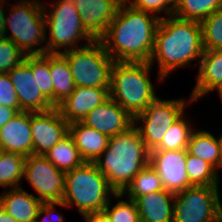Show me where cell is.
<instances>
[{"instance_id": "13", "label": "cell", "mask_w": 222, "mask_h": 222, "mask_svg": "<svg viewBox=\"0 0 222 222\" xmlns=\"http://www.w3.org/2000/svg\"><path fill=\"white\" fill-rule=\"evenodd\" d=\"M33 154L44 155L68 134V122L56 107L30 113Z\"/></svg>"}, {"instance_id": "9", "label": "cell", "mask_w": 222, "mask_h": 222, "mask_svg": "<svg viewBox=\"0 0 222 222\" xmlns=\"http://www.w3.org/2000/svg\"><path fill=\"white\" fill-rule=\"evenodd\" d=\"M219 186H191L175 193L173 222H222Z\"/></svg>"}, {"instance_id": "43", "label": "cell", "mask_w": 222, "mask_h": 222, "mask_svg": "<svg viewBox=\"0 0 222 222\" xmlns=\"http://www.w3.org/2000/svg\"><path fill=\"white\" fill-rule=\"evenodd\" d=\"M166 1L173 9H175L178 3L180 2V0H166Z\"/></svg>"}, {"instance_id": "5", "label": "cell", "mask_w": 222, "mask_h": 222, "mask_svg": "<svg viewBox=\"0 0 222 222\" xmlns=\"http://www.w3.org/2000/svg\"><path fill=\"white\" fill-rule=\"evenodd\" d=\"M115 194L94 162H85L65 172L62 203L68 208L75 206L82 217L102 212Z\"/></svg>"}, {"instance_id": "18", "label": "cell", "mask_w": 222, "mask_h": 222, "mask_svg": "<svg viewBox=\"0 0 222 222\" xmlns=\"http://www.w3.org/2000/svg\"><path fill=\"white\" fill-rule=\"evenodd\" d=\"M0 149L25 157L33 154L30 112H19L1 127Z\"/></svg>"}, {"instance_id": "38", "label": "cell", "mask_w": 222, "mask_h": 222, "mask_svg": "<svg viewBox=\"0 0 222 222\" xmlns=\"http://www.w3.org/2000/svg\"><path fill=\"white\" fill-rule=\"evenodd\" d=\"M18 113L17 109L0 105V129Z\"/></svg>"}, {"instance_id": "42", "label": "cell", "mask_w": 222, "mask_h": 222, "mask_svg": "<svg viewBox=\"0 0 222 222\" xmlns=\"http://www.w3.org/2000/svg\"><path fill=\"white\" fill-rule=\"evenodd\" d=\"M220 148V169H222V133L217 137Z\"/></svg>"}, {"instance_id": "3", "label": "cell", "mask_w": 222, "mask_h": 222, "mask_svg": "<svg viewBox=\"0 0 222 222\" xmlns=\"http://www.w3.org/2000/svg\"><path fill=\"white\" fill-rule=\"evenodd\" d=\"M94 163L107 178L109 186L116 193H122L133 178L150 164V150L133 125L109 137L106 149Z\"/></svg>"}, {"instance_id": "45", "label": "cell", "mask_w": 222, "mask_h": 222, "mask_svg": "<svg viewBox=\"0 0 222 222\" xmlns=\"http://www.w3.org/2000/svg\"><path fill=\"white\" fill-rule=\"evenodd\" d=\"M29 222H38V220H37V219H35V220L29 221Z\"/></svg>"}, {"instance_id": "39", "label": "cell", "mask_w": 222, "mask_h": 222, "mask_svg": "<svg viewBox=\"0 0 222 222\" xmlns=\"http://www.w3.org/2000/svg\"><path fill=\"white\" fill-rule=\"evenodd\" d=\"M83 219L86 222H111L103 211L87 214L83 216Z\"/></svg>"}, {"instance_id": "36", "label": "cell", "mask_w": 222, "mask_h": 222, "mask_svg": "<svg viewBox=\"0 0 222 222\" xmlns=\"http://www.w3.org/2000/svg\"><path fill=\"white\" fill-rule=\"evenodd\" d=\"M0 105L11 107L21 112L18 95L8 73L0 74Z\"/></svg>"}, {"instance_id": "35", "label": "cell", "mask_w": 222, "mask_h": 222, "mask_svg": "<svg viewBox=\"0 0 222 222\" xmlns=\"http://www.w3.org/2000/svg\"><path fill=\"white\" fill-rule=\"evenodd\" d=\"M132 7L154 14L159 18H163L161 14L165 13L166 16H172L174 9L167 3L166 0H125ZM161 12V14H160ZM160 15H159V14Z\"/></svg>"}, {"instance_id": "37", "label": "cell", "mask_w": 222, "mask_h": 222, "mask_svg": "<svg viewBox=\"0 0 222 222\" xmlns=\"http://www.w3.org/2000/svg\"><path fill=\"white\" fill-rule=\"evenodd\" d=\"M56 206H61L63 208L69 209L66 204L62 202H50V203H42L38 210L37 220L38 222H65L64 216L60 213H57L55 210ZM55 211V212H54ZM56 213V216H55ZM55 216L56 218H54ZM42 218V219H41ZM40 219V221H39ZM56 219V220H55ZM55 220V221H54Z\"/></svg>"}, {"instance_id": "7", "label": "cell", "mask_w": 222, "mask_h": 222, "mask_svg": "<svg viewBox=\"0 0 222 222\" xmlns=\"http://www.w3.org/2000/svg\"><path fill=\"white\" fill-rule=\"evenodd\" d=\"M46 5L43 3L46 26V53H61L73 50L96 40L85 29L72 0H54L53 3H49V11L46 10L48 9ZM47 29H49V38H47ZM79 41L84 42V45L83 43L77 44ZM60 49L63 50L61 51Z\"/></svg>"}, {"instance_id": "25", "label": "cell", "mask_w": 222, "mask_h": 222, "mask_svg": "<svg viewBox=\"0 0 222 222\" xmlns=\"http://www.w3.org/2000/svg\"><path fill=\"white\" fill-rule=\"evenodd\" d=\"M43 156L64 172L73 170L85 163L69 133Z\"/></svg>"}, {"instance_id": "15", "label": "cell", "mask_w": 222, "mask_h": 222, "mask_svg": "<svg viewBox=\"0 0 222 222\" xmlns=\"http://www.w3.org/2000/svg\"><path fill=\"white\" fill-rule=\"evenodd\" d=\"M81 122L111 137L133 126L134 117L109 97L91 110Z\"/></svg>"}, {"instance_id": "24", "label": "cell", "mask_w": 222, "mask_h": 222, "mask_svg": "<svg viewBox=\"0 0 222 222\" xmlns=\"http://www.w3.org/2000/svg\"><path fill=\"white\" fill-rule=\"evenodd\" d=\"M187 152L199 159L205 160L217 172L220 170V148L217 137L209 130H193L190 134Z\"/></svg>"}, {"instance_id": "8", "label": "cell", "mask_w": 222, "mask_h": 222, "mask_svg": "<svg viewBox=\"0 0 222 222\" xmlns=\"http://www.w3.org/2000/svg\"><path fill=\"white\" fill-rule=\"evenodd\" d=\"M61 54L69 63L76 87H110L114 60L100 40Z\"/></svg>"}, {"instance_id": "10", "label": "cell", "mask_w": 222, "mask_h": 222, "mask_svg": "<svg viewBox=\"0 0 222 222\" xmlns=\"http://www.w3.org/2000/svg\"><path fill=\"white\" fill-rule=\"evenodd\" d=\"M192 103L191 96L187 101L185 98L163 100L158 97L134 118V125L150 151L162 141L169 127L184 114L186 106Z\"/></svg>"}, {"instance_id": "32", "label": "cell", "mask_w": 222, "mask_h": 222, "mask_svg": "<svg viewBox=\"0 0 222 222\" xmlns=\"http://www.w3.org/2000/svg\"><path fill=\"white\" fill-rule=\"evenodd\" d=\"M31 70L36 72L37 86L53 105V81L50 75V53L31 55Z\"/></svg>"}, {"instance_id": "28", "label": "cell", "mask_w": 222, "mask_h": 222, "mask_svg": "<svg viewBox=\"0 0 222 222\" xmlns=\"http://www.w3.org/2000/svg\"><path fill=\"white\" fill-rule=\"evenodd\" d=\"M185 113L169 127L162 141L153 150H187L190 134L195 129Z\"/></svg>"}, {"instance_id": "17", "label": "cell", "mask_w": 222, "mask_h": 222, "mask_svg": "<svg viewBox=\"0 0 222 222\" xmlns=\"http://www.w3.org/2000/svg\"><path fill=\"white\" fill-rule=\"evenodd\" d=\"M85 29L99 40L108 29L110 22L123 0H72Z\"/></svg>"}, {"instance_id": "29", "label": "cell", "mask_w": 222, "mask_h": 222, "mask_svg": "<svg viewBox=\"0 0 222 222\" xmlns=\"http://www.w3.org/2000/svg\"><path fill=\"white\" fill-rule=\"evenodd\" d=\"M220 8H222V0H180L173 15L181 19L201 22Z\"/></svg>"}, {"instance_id": "27", "label": "cell", "mask_w": 222, "mask_h": 222, "mask_svg": "<svg viewBox=\"0 0 222 222\" xmlns=\"http://www.w3.org/2000/svg\"><path fill=\"white\" fill-rule=\"evenodd\" d=\"M163 189L164 187L162 185L160 176L149 164L133 178L131 183L122 192V195L127 199L135 200L139 196Z\"/></svg>"}, {"instance_id": "23", "label": "cell", "mask_w": 222, "mask_h": 222, "mask_svg": "<svg viewBox=\"0 0 222 222\" xmlns=\"http://www.w3.org/2000/svg\"><path fill=\"white\" fill-rule=\"evenodd\" d=\"M50 75L53 81V106L56 107L76 87L69 63L61 53H50Z\"/></svg>"}, {"instance_id": "31", "label": "cell", "mask_w": 222, "mask_h": 222, "mask_svg": "<svg viewBox=\"0 0 222 222\" xmlns=\"http://www.w3.org/2000/svg\"><path fill=\"white\" fill-rule=\"evenodd\" d=\"M204 51L222 50V8L200 22Z\"/></svg>"}, {"instance_id": "1", "label": "cell", "mask_w": 222, "mask_h": 222, "mask_svg": "<svg viewBox=\"0 0 222 222\" xmlns=\"http://www.w3.org/2000/svg\"><path fill=\"white\" fill-rule=\"evenodd\" d=\"M160 20L123 0L99 40L114 61L149 62Z\"/></svg>"}, {"instance_id": "41", "label": "cell", "mask_w": 222, "mask_h": 222, "mask_svg": "<svg viewBox=\"0 0 222 222\" xmlns=\"http://www.w3.org/2000/svg\"><path fill=\"white\" fill-rule=\"evenodd\" d=\"M0 222H17L0 206Z\"/></svg>"}, {"instance_id": "6", "label": "cell", "mask_w": 222, "mask_h": 222, "mask_svg": "<svg viewBox=\"0 0 222 222\" xmlns=\"http://www.w3.org/2000/svg\"><path fill=\"white\" fill-rule=\"evenodd\" d=\"M8 6L10 11L6 14L3 37L10 39L25 55L45 54L46 26L43 3L40 0H20L12 5L9 2Z\"/></svg>"}, {"instance_id": "21", "label": "cell", "mask_w": 222, "mask_h": 222, "mask_svg": "<svg viewBox=\"0 0 222 222\" xmlns=\"http://www.w3.org/2000/svg\"><path fill=\"white\" fill-rule=\"evenodd\" d=\"M42 202L22 187L4 190L0 195V206L17 222H29L37 218Z\"/></svg>"}, {"instance_id": "44", "label": "cell", "mask_w": 222, "mask_h": 222, "mask_svg": "<svg viewBox=\"0 0 222 222\" xmlns=\"http://www.w3.org/2000/svg\"><path fill=\"white\" fill-rule=\"evenodd\" d=\"M215 91H217L218 96L221 98L222 101V84H220L217 88L214 89Z\"/></svg>"}, {"instance_id": "30", "label": "cell", "mask_w": 222, "mask_h": 222, "mask_svg": "<svg viewBox=\"0 0 222 222\" xmlns=\"http://www.w3.org/2000/svg\"><path fill=\"white\" fill-rule=\"evenodd\" d=\"M186 170L192 186H219L218 172L205 160L187 152Z\"/></svg>"}, {"instance_id": "2", "label": "cell", "mask_w": 222, "mask_h": 222, "mask_svg": "<svg viewBox=\"0 0 222 222\" xmlns=\"http://www.w3.org/2000/svg\"><path fill=\"white\" fill-rule=\"evenodd\" d=\"M203 53L200 22L172 15L160 20L149 63H157L158 79L162 82L176 69L190 67L191 61L197 60L199 65Z\"/></svg>"}, {"instance_id": "16", "label": "cell", "mask_w": 222, "mask_h": 222, "mask_svg": "<svg viewBox=\"0 0 222 222\" xmlns=\"http://www.w3.org/2000/svg\"><path fill=\"white\" fill-rule=\"evenodd\" d=\"M109 90L110 87H75L56 108L68 124L81 122L91 110L110 97Z\"/></svg>"}, {"instance_id": "14", "label": "cell", "mask_w": 222, "mask_h": 222, "mask_svg": "<svg viewBox=\"0 0 222 222\" xmlns=\"http://www.w3.org/2000/svg\"><path fill=\"white\" fill-rule=\"evenodd\" d=\"M187 150H151L150 165L157 171L164 189L177 193L192 185L186 170Z\"/></svg>"}, {"instance_id": "12", "label": "cell", "mask_w": 222, "mask_h": 222, "mask_svg": "<svg viewBox=\"0 0 222 222\" xmlns=\"http://www.w3.org/2000/svg\"><path fill=\"white\" fill-rule=\"evenodd\" d=\"M8 76L18 95L21 111L35 113L54 108L37 86L36 72L31 70V55H26L23 62L8 72Z\"/></svg>"}, {"instance_id": "40", "label": "cell", "mask_w": 222, "mask_h": 222, "mask_svg": "<svg viewBox=\"0 0 222 222\" xmlns=\"http://www.w3.org/2000/svg\"><path fill=\"white\" fill-rule=\"evenodd\" d=\"M7 3L9 2L0 1V36L4 35L5 18H6V13L8 12L4 9V7Z\"/></svg>"}, {"instance_id": "34", "label": "cell", "mask_w": 222, "mask_h": 222, "mask_svg": "<svg viewBox=\"0 0 222 222\" xmlns=\"http://www.w3.org/2000/svg\"><path fill=\"white\" fill-rule=\"evenodd\" d=\"M24 52L10 39L0 36V74L8 73L25 60Z\"/></svg>"}, {"instance_id": "26", "label": "cell", "mask_w": 222, "mask_h": 222, "mask_svg": "<svg viewBox=\"0 0 222 222\" xmlns=\"http://www.w3.org/2000/svg\"><path fill=\"white\" fill-rule=\"evenodd\" d=\"M26 157L0 149V186L8 189L19 188L24 179Z\"/></svg>"}, {"instance_id": "4", "label": "cell", "mask_w": 222, "mask_h": 222, "mask_svg": "<svg viewBox=\"0 0 222 222\" xmlns=\"http://www.w3.org/2000/svg\"><path fill=\"white\" fill-rule=\"evenodd\" d=\"M151 69L149 62L114 61L112 65L110 97L134 118L158 98Z\"/></svg>"}, {"instance_id": "11", "label": "cell", "mask_w": 222, "mask_h": 222, "mask_svg": "<svg viewBox=\"0 0 222 222\" xmlns=\"http://www.w3.org/2000/svg\"><path fill=\"white\" fill-rule=\"evenodd\" d=\"M28 180L42 203L62 202L65 172L43 155H29L24 163V179Z\"/></svg>"}, {"instance_id": "22", "label": "cell", "mask_w": 222, "mask_h": 222, "mask_svg": "<svg viewBox=\"0 0 222 222\" xmlns=\"http://www.w3.org/2000/svg\"><path fill=\"white\" fill-rule=\"evenodd\" d=\"M68 133L73 138L85 162H95L107 147L109 137L82 122L68 124Z\"/></svg>"}, {"instance_id": "20", "label": "cell", "mask_w": 222, "mask_h": 222, "mask_svg": "<svg viewBox=\"0 0 222 222\" xmlns=\"http://www.w3.org/2000/svg\"><path fill=\"white\" fill-rule=\"evenodd\" d=\"M198 68L196 85L190 95L194 103L222 84V50L204 51Z\"/></svg>"}, {"instance_id": "33", "label": "cell", "mask_w": 222, "mask_h": 222, "mask_svg": "<svg viewBox=\"0 0 222 222\" xmlns=\"http://www.w3.org/2000/svg\"><path fill=\"white\" fill-rule=\"evenodd\" d=\"M113 197L120 198L116 204L111 205V199L103 212L111 222H140L138 208L134 200H123L122 193H116Z\"/></svg>"}, {"instance_id": "19", "label": "cell", "mask_w": 222, "mask_h": 222, "mask_svg": "<svg viewBox=\"0 0 222 222\" xmlns=\"http://www.w3.org/2000/svg\"><path fill=\"white\" fill-rule=\"evenodd\" d=\"M134 201L140 222H173L175 193L163 189L139 196Z\"/></svg>"}]
</instances>
